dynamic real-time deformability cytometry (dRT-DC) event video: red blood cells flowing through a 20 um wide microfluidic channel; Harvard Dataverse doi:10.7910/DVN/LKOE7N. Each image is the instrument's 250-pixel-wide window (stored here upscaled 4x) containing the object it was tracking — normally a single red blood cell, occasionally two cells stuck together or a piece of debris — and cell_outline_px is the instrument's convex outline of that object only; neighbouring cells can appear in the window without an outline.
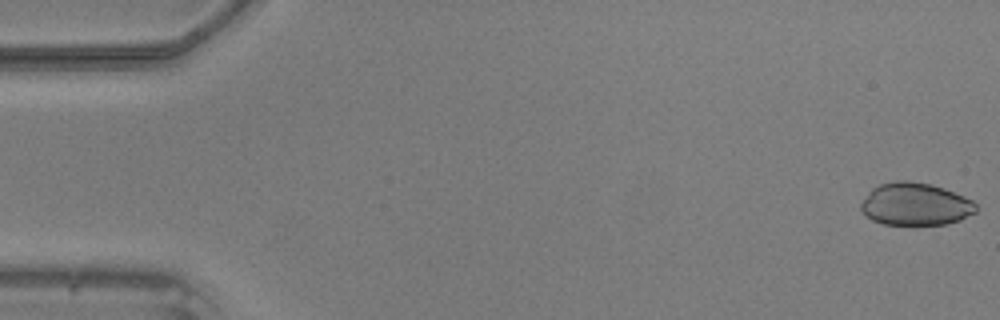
{"species": "common noctule bat (a hibernating species)", "species_latin": "Nyctalus noctula", "temperature_condition": "warm", "stored_images_in_passage": 8, "camera_frame_rate_fps": 3000, "um_per_image_px": 0.085, "animal": {"sex": "male", "body_mass_g": 20.5, "forearm_length_mm": 52.5}, "frame": {"image": 1, "passage_image": 1, "time_ms": 0.0, "image_size_px": [1000, 320], "cell_outline_px": [[976, 212], [960, 220], [944, 224], [916, 228], [912, 228], [884, 224], [872, 220], [860, 208], [860, 204], [868, 192], [872, 188], [880, 184], [896, 180], [908, 180], [932, 184], [944, 188], [964, 196], [972, 200], [976, 204]], "centroid_in_image_um": [77.8, 17.39], "position_along_channel_um": 7.2, "area_um2": 29.42}}